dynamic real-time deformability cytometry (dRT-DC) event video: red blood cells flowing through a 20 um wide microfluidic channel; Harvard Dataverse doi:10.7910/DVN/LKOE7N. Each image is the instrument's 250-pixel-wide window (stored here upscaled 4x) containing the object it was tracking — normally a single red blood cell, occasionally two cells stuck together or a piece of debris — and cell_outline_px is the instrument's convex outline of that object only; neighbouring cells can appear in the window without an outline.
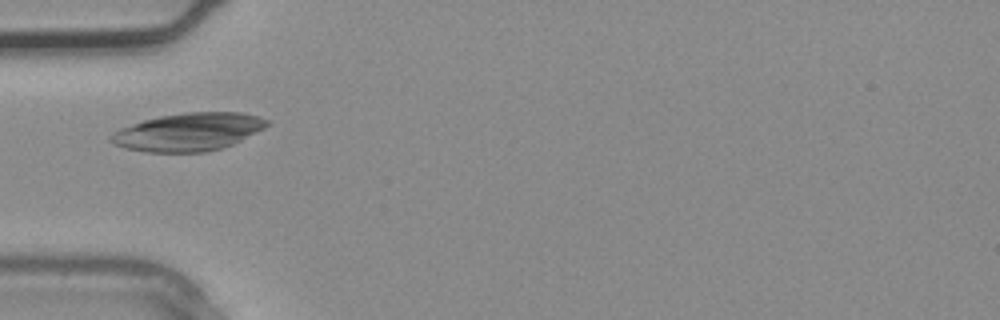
{"species": "common noctule bat (a hibernating species)", "species_latin": "Nyctalus noctula", "temperature_condition": "warm", "stored_images_in_passage": 1, "camera_frame_rate_fps": 3000, "um_per_image_px": 0.085, "animal": {"sex": "male", "body_mass_g": 20.4}, "frame": {"image": 1, "passage_image": 1, "time_ms": 0.0, "image_size_px": [1000, 320], "cell_outline_px": [[272, 124], [232, 144], [220, 148], [204, 152], [148, 152], [124, 148], [108, 140], [108, 136], [112, 132], [120, 128], [144, 120], [160, 116], [184, 112], [240, 112], [272, 120]], "centroid_in_image_um": [16.01, 11.2], "position_along_channel_um": 69.0, "area_um2": 34.45}}